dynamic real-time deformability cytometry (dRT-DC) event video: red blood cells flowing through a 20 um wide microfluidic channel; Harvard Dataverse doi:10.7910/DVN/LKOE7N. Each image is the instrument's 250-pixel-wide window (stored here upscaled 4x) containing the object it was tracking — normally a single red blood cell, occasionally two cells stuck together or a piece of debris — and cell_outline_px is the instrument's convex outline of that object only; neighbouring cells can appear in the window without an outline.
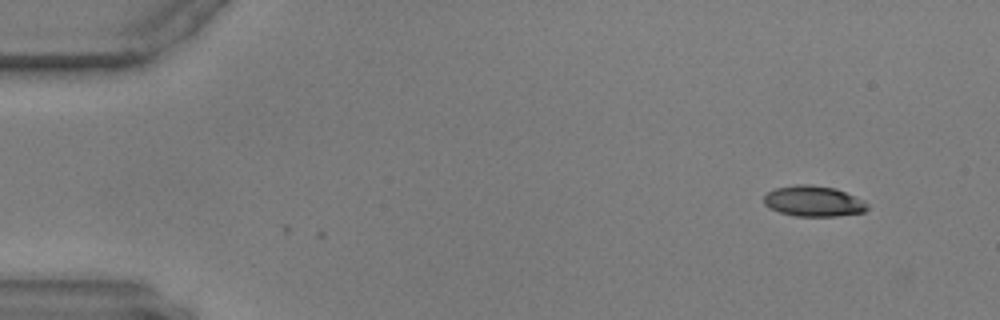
{"species": "common noctule bat (a hibernating species)", "species_latin": "Nyctalus noctula", "temperature_condition": "warm", "stored_images_in_passage": 6, "camera_frame_rate_fps": 3000, "um_per_image_px": 0.085, "animal": {"sex": "male", "body_mass_g": 17.9, "forearm_length_mm": 54.2}, "frame": {"image": 1, "passage_image": 6, "time_ms": 1.667, "image_size_px": [1000, 320], "cell_outline_px": [[868, 208], [864, 212], [836, 216], [796, 216], [780, 212], [768, 208], [764, 204], [764, 196], [768, 192], [776, 188], [796, 184], [812, 184], [836, 188], [864, 200], [868, 204]], "centroid_in_image_um": [69.15, 17.09], "position_along_channel_um": 15.8, "area_um2": 18.61}}